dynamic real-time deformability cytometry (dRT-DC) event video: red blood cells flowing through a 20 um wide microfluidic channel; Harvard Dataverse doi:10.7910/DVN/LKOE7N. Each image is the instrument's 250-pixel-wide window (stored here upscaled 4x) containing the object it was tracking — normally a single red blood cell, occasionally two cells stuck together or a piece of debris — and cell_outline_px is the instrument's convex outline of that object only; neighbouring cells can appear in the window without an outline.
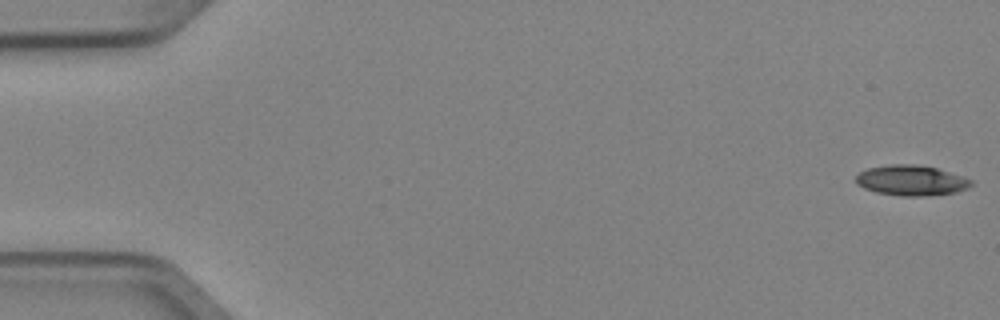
{"species": "Egyptian fruit bat (a non-hibernating species)", "species_latin": "Rousettus aegyptiacus", "temperature_condition": "cold", "stored_images_in_passage": 4, "camera_frame_rate_fps": 3000, "um_per_image_px": 0.085, "animal": {"sex": "female"}, "frame": {"image": 1, "passage_image": 1, "time_ms": 0.0, "image_size_px": [1000, 320], "cell_outline_px": [[972, 184], [968, 188], [956, 192], [924, 196], [900, 196], [876, 192], [864, 188], [856, 184], [856, 176], [860, 172], [868, 168], [892, 164], [912, 164], [936, 168], [972, 180]], "centroid_in_image_um": [77.43, 15.34], "position_along_channel_um": 7.6, "area_um2": 20.17}}
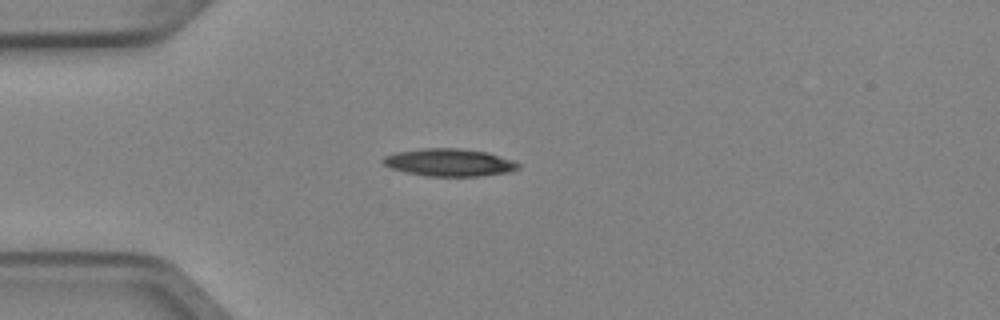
{"frame": {"image": 2, "passage_image": 4, "time_ms": 1.0, "image_size_px": [1000, 320], "cell_outline_px": [[520, 168], [512, 172], [480, 176], [424, 176], [404, 172], [392, 168], [384, 164], [380, 160], [384, 156], [396, 152], [420, 148], [460, 148], [488, 152], [512, 160], [520, 164]], "centroid_in_image_um": [38.19, 13.81], "position_along_channel_um": 46.8, "area_um2": 21.96}}